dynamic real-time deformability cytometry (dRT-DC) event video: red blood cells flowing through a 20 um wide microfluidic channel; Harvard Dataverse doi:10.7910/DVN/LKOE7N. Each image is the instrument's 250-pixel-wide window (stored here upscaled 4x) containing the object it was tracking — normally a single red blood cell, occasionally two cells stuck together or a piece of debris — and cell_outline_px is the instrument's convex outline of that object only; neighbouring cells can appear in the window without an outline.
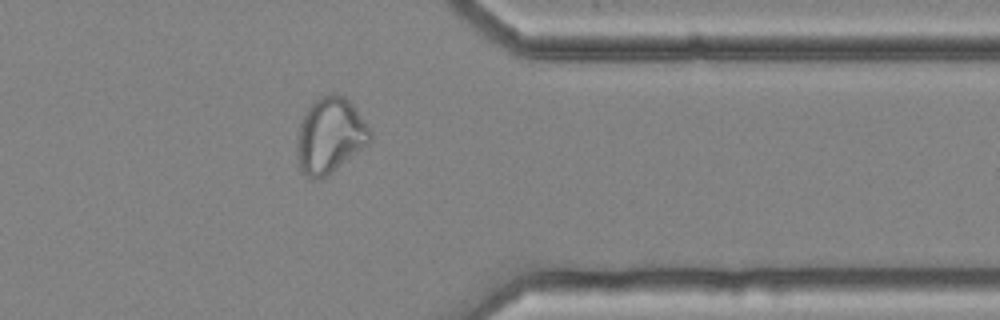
{"species": "common noctule bat (a hibernating species)", "species_latin": "Nyctalus noctula", "temperature_condition": "cold", "stored_images_in_passage": 53, "camera_frame_rate_fps": 3000, "um_per_image_px": 0.085, "animal": {"sex": "female", "body_mass_g": 25.1}, "frame": {"image": 1, "passage_image": 46, "time_ms": 15.0, "image_size_px": [1000, 320], "cell_outline_px": [[372, 140], [368, 144], [332, 172], [320, 180], [316, 180], [308, 176], [300, 168], [296, 156], [296, 152], [300, 120], [308, 108], [320, 96], [332, 92], [336, 92], [344, 96], [356, 108], [372, 132]], "centroid_in_image_um": [28.06, 11.5], "position_along_channel_um": 383.3, "area_um2": 32.25}}